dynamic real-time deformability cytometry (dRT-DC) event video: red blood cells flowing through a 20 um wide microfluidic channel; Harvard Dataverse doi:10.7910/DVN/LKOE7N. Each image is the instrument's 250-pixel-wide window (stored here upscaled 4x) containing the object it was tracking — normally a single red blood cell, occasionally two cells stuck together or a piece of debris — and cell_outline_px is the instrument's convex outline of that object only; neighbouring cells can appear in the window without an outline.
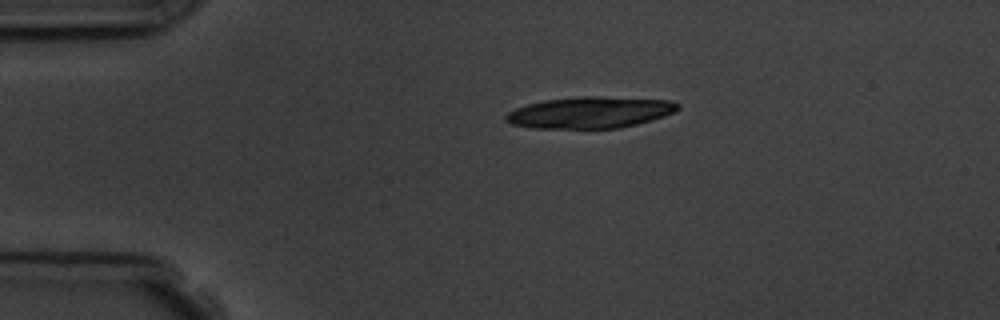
{"species": "common noctule bat (a hibernating species)", "species_latin": "Nyctalus noctula", "temperature_condition": "room temperature", "stored_images_in_passage": 9, "camera_frame_rate_fps": 3000, "um_per_image_px": 0.085, "animal": {"sex": "male", "body_mass_g": 19.5, "forearm_length_mm": 54.6}, "frame": {"image": 1, "passage_image": 1, "time_ms": 0.0, "image_size_px": [1000, 320], "cell_outline_px": [[680, 108], [664, 116], [652, 120], [620, 128], [532, 128], [512, 124], [504, 120], [504, 116], [508, 112], [516, 108], [528, 104], [544, 100], [584, 96], [600, 96], [672, 100], [680, 104]], "centroid_in_image_um": [50.16, 9.55], "position_along_channel_um": 34.8, "area_um2": 31.56}}